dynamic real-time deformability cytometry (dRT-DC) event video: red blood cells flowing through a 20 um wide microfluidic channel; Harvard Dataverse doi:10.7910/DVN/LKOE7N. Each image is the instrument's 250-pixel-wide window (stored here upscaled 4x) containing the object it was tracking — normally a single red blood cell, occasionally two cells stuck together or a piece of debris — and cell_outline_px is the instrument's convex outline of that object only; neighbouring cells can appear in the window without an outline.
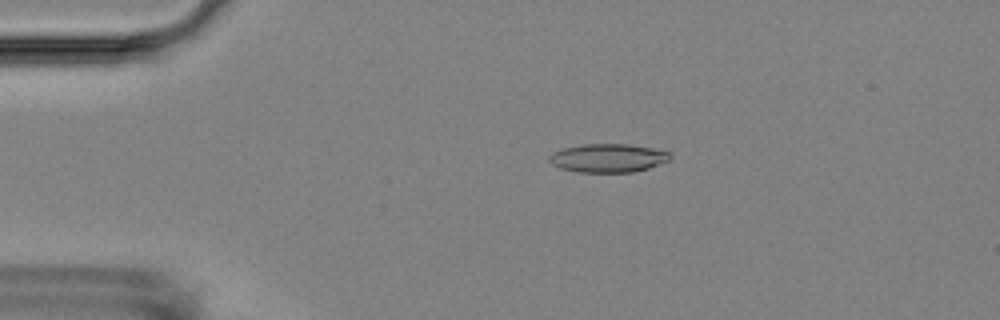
{"species": "Egyptian fruit bat (a non-hibernating species)", "species_latin": "Rousettus aegyptiacus", "temperature_condition": "room temperature", "stored_images_in_passage": 5, "camera_frame_rate_fps": 3000, "um_per_image_px": 0.085, "animal": {"sex": "female"}, "frame": {"image": 1, "passage_image": 1, "time_ms": 0.0, "image_size_px": [1000, 320], "cell_outline_px": [[672, 156], [668, 160], [648, 168], [632, 172], [576, 172], [560, 168], [552, 164], [548, 160], [548, 156], [552, 152], [560, 148], [584, 144], [628, 144], [652, 148], [672, 152]], "centroid_in_image_um": [51.64, 13.42], "position_along_channel_um": 33.4, "area_um2": 20.23}}
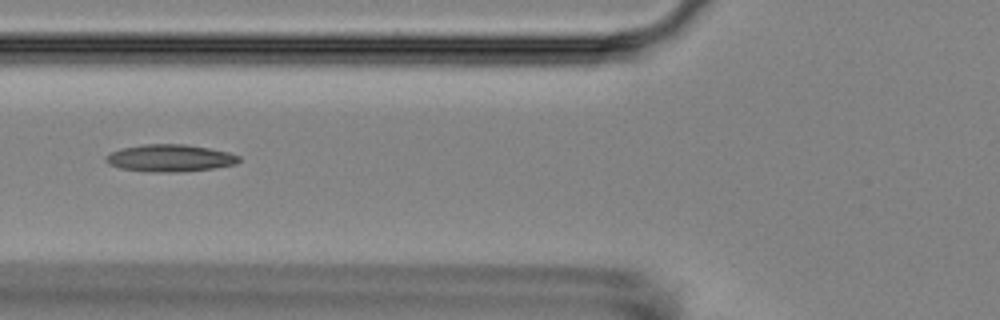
{"frame": {"image": 2, "passage_image": 4, "time_ms": 3.333, "image_size_px": [1000, 320], "cell_outline_px": [[240, 160], [236, 164], [212, 168], [172, 172], [156, 172], [120, 168], [108, 164], [104, 160], [112, 152], [120, 148], [144, 144], [188, 144], [228, 152], [240, 156]], "centroid_in_image_um": [14.44, 13.42], "position_along_channel_um": 111.4, "area_um2": 20.87}}
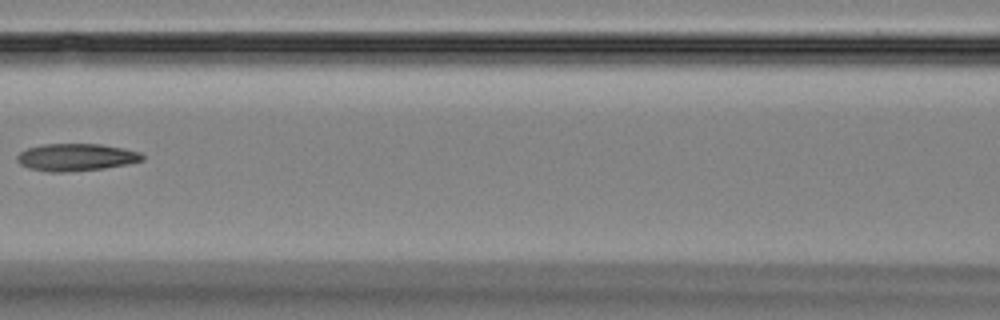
{"frame": {"image": 3, "passage_image": 5, "time_ms": 4.667, "image_size_px": [1000, 320], "cell_outline_px": [[144, 160], [128, 164], [104, 168], [64, 172], [48, 172], [28, 168], [20, 164], [16, 160], [16, 156], [20, 152], [28, 148], [44, 144], [100, 144], [124, 148], [140, 152], [144, 156]], "centroid_in_image_um": [6.47, 13.37], "position_along_channel_um": 160.1, "area_um2": 20.0}}